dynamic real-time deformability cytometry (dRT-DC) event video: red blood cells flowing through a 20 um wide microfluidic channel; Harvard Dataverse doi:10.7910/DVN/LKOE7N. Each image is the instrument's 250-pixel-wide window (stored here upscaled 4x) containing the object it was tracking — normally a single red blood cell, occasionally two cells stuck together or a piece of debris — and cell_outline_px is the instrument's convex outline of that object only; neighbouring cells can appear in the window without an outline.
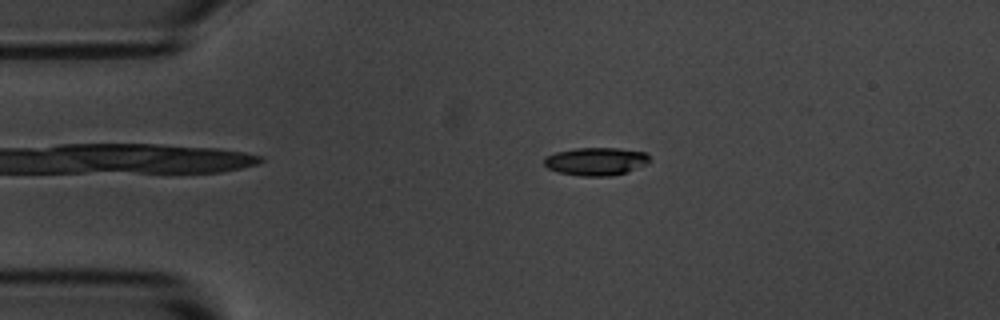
{"species": "common noctule bat (a hibernating species)", "species_latin": "Nyctalus noctula", "temperature_condition": "room temperature", "stored_images_in_passage": 54, "camera_frame_rate_fps": 3000, "um_per_image_px": 0.085, "animal": {"sex": "male", "body_mass_g": 20.1, "forearm_length_mm": 53.5}, "frame": {"image": 1, "passage_image": 11, "time_ms": 3.333, "image_size_px": [1000, 320], "cell_outline_px": [[652, 160], [648, 164], [624, 172], [608, 176], [580, 176], [560, 172], [548, 168], [544, 164], [544, 156], [556, 152], [576, 148], [616, 148], [644, 152]], "centroid_in_image_um": [50.65, 13.71], "position_along_channel_um": 34.4, "area_um2": 17.05}}
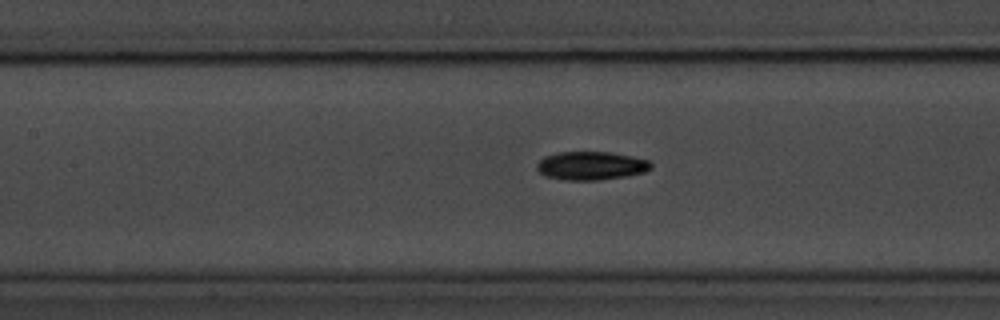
{"frame": {"image": 2, "passage_image": 24, "time_ms": 7.667, "image_size_px": [1000, 320], "cell_outline_px": [[652, 168], [644, 172], [628, 176], [600, 180], [564, 180], [544, 176], [536, 168], [536, 164], [544, 156], [560, 152], [608, 152], [632, 156], [648, 160], [652, 164]], "centroid_in_image_um": [50.24, 14.09], "position_along_channel_um": 157.2, "area_um2": 19.02}}
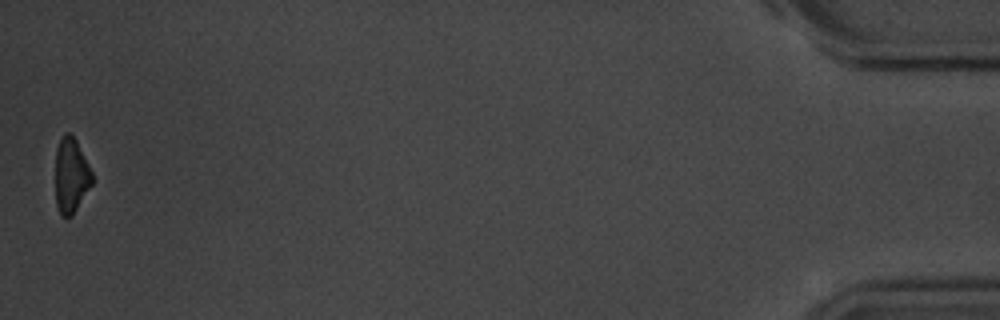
{"frame": {"image": 3, "passage_image": 54, "time_ms": 17.667, "image_size_px": [1000, 320], "cell_outline_px": [[92, 184], [72, 216], [60, 216], [56, 204], [56, 148], [64, 132], [68, 132], [76, 140], [92, 172]], "centroid_in_image_um": [6.03, 14.93], "position_along_channel_um": 429.2, "area_um2": 15.9}, "authors_computed_cell_mechanics": {"area_um2": 17.6868, "velocity_mm_per_s": 3.6722, "shape_relaxation_time_tau1_ms": 2.5923, "shape_relaxation_time_tau2_ms": 4.9266, "deformation_change_tau1": 0.1125, "deformation_change_tau2": 0.1128}}